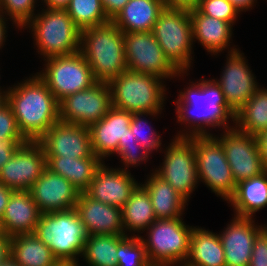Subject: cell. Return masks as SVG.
<instances>
[{"label": "cell", "mask_w": 267, "mask_h": 266, "mask_svg": "<svg viewBox=\"0 0 267 266\" xmlns=\"http://www.w3.org/2000/svg\"><path fill=\"white\" fill-rule=\"evenodd\" d=\"M189 82L179 91L176 101H172L175 103L176 121L181 127L184 126L182 129L185 128L174 136H209L216 134L211 132L215 128H222L223 131L235 128L236 112L229 106L215 78L201 77L195 83Z\"/></svg>", "instance_id": "6da1fadb"}, {"label": "cell", "mask_w": 267, "mask_h": 266, "mask_svg": "<svg viewBox=\"0 0 267 266\" xmlns=\"http://www.w3.org/2000/svg\"><path fill=\"white\" fill-rule=\"evenodd\" d=\"M31 75L1 89V95L9 103L22 135L38 141L59 120V102L37 73Z\"/></svg>", "instance_id": "7a4b0ae2"}, {"label": "cell", "mask_w": 267, "mask_h": 266, "mask_svg": "<svg viewBox=\"0 0 267 266\" xmlns=\"http://www.w3.org/2000/svg\"><path fill=\"white\" fill-rule=\"evenodd\" d=\"M80 52L97 82H106L127 70L124 32L112 21L81 30Z\"/></svg>", "instance_id": "3957f363"}, {"label": "cell", "mask_w": 267, "mask_h": 266, "mask_svg": "<svg viewBox=\"0 0 267 266\" xmlns=\"http://www.w3.org/2000/svg\"><path fill=\"white\" fill-rule=\"evenodd\" d=\"M41 9L22 30L30 28L33 44L43 60L79 52L81 30L67 10Z\"/></svg>", "instance_id": "277c9868"}, {"label": "cell", "mask_w": 267, "mask_h": 266, "mask_svg": "<svg viewBox=\"0 0 267 266\" xmlns=\"http://www.w3.org/2000/svg\"><path fill=\"white\" fill-rule=\"evenodd\" d=\"M165 81L149 74L126 70L110 80L112 107L134 113H162L166 101Z\"/></svg>", "instance_id": "5b68a950"}, {"label": "cell", "mask_w": 267, "mask_h": 266, "mask_svg": "<svg viewBox=\"0 0 267 266\" xmlns=\"http://www.w3.org/2000/svg\"><path fill=\"white\" fill-rule=\"evenodd\" d=\"M61 262L79 263L88 237L75 209L41 213L34 232Z\"/></svg>", "instance_id": "8992f818"}, {"label": "cell", "mask_w": 267, "mask_h": 266, "mask_svg": "<svg viewBox=\"0 0 267 266\" xmlns=\"http://www.w3.org/2000/svg\"><path fill=\"white\" fill-rule=\"evenodd\" d=\"M183 218L156 219L139 236L152 266H183L187 260L194 226L186 225Z\"/></svg>", "instance_id": "52a82bcc"}, {"label": "cell", "mask_w": 267, "mask_h": 266, "mask_svg": "<svg viewBox=\"0 0 267 266\" xmlns=\"http://www.w3.org/2000/svg\"><path fill=\"white\" fill-rule=\"evenodd\" d=\"M151 32L169 61L180 72H190L195 43L189 9L165 7Z\"/></svg>", "instance_id": "ba28073f"}, {"label": "cell", "mask_w": 267, "mask_h": 266, "mask_svg": "<svg viewBox=\"0 0 267 266\" xmlns=\"http://www.w3.org/2000/svg\"><path fill=\"white\" fill-rule=\"evenodd\" d=\"M195 146L199 183L222 200H228L236 191V183L221 142L214 135L189 137Z\"/></svg>", "instance_id": "9c48e42d"}, {"label": "cell", "mask_w": 267, "mask_h": 266, "mask_svg": "<svg viewBox=\"0 0 267 266\" xmlns=\"http://www.w3.org/2000/svg\"><path fill=\"white\" fill-rule=\"evenodd\" d=\"M44 62L42 70L36 73L58 102L97 83L92 69L80 51L71 55L50 57Z\"/></svg>", "instance_id": "30bf717a"}, {"label": "cell", "mask_w": 267, "mask_h": 266, "mask_svg": "<svg viewBox=\"0 0 267 266\" xmlns=\"http://www.w3.org/2000/svg\"><path fill=\"white\" fill-rule=\"evenodd\" d=\"M170 140L166 149L163 146L160 151L164 154L162 165L153 170L189 202L199 185L194 142L188 137Z\"/></svg>", "instance_id": "8fae6325"}, {"label": "cell", "mask_w": 267, "mask_h": 266, "mask_svg": "<svg viewBox=\"0 0 267 266\" xmlns=\"http://www.w3.org/2000/svg\"><path fill=\"white\" fill-rule=\"evenodd\" d=\"M124 49L127 70L166 81L189 75L169 61L152 32H124Z\"/></svg>", "instance_id": "7c38bea8"}, {"label": "cell", "mask_w": 267, "mask_h": 266, "mask_svg": "<svg viewBox=\"0 0 267 266\" xmlns=\"http://www.w3.org/2000/svg\"><path fill=\"white\" fill-rule=\"evenodd\" d=\"M59 120L90 127L112 108L108 83L97 82L91 88L73 93L59 101Z\"/></svg>", "instance_id": "4fadbf2b"}, {"label": "cell", "mask_w": 267, "mask_h": 266, "mask_svg": "<svg viewBox=\"0 0 267 266\" xmlns=\"http://www.w3.org/2000/svg\"><path fill=\"white\" fill-rule=\"evenodd\" d=\"M214 135L222 144L236 184L259 176L265 171L256 136L236 128Z\"/></svg>", "instance_id": "5bb4252c"}, {"label": "cell", "mask_w": 267, "mask_h": 266, "mask_svg": "<svg viewBox=\"0 0 267 266\" xmlns=\"http://www.w3.org/2000/svg\"><path fill=\"white\" fill-rule=\"evenodd\" d=\"M46 168V156L38 141L20 145L0 170V183L14 191L29 190Z\"/></svg>", "instance_id": "9a60e30c"}, {"label": "cell", "mask_w": 267, "mask_h": 266, "mask_svg": "<svg viewBox=\"0 0 267 266\" xmlns=\"http://www.w3.org/2000/svg\"><path fill=\"white\" fill-rule=\"evenodd\" d=\"M226 57L220 78L217 77L215 81L220 85L229 106L237 112L261 85L240 49L226 54Z\"/></svg>", "instance_id": "2e32d148"}, {"label": "cell", "mask_w": 267, "mask_h": 266, "mask_svg": "<svg viewBox=\"0 0 267 266\" xmlns=\"http://www.w3.org/2000/svg\"><path fill=\"white\" fill-rule=\"evenodd\" d=\"M45 156L83 158L93 154L89 127L58 120L39 140Z\"/></svg>", "instance_id": "e0dca14e"}, {"label": "cell", "mask_w": 267, "mask_h": 266, "mask_svg": "<svg viewBox=\"0 0 267 266\" xmlns=\"http://www.w3.org/2000/svg\"><path fill=\"white\" fill-rule=\"evenodd\" d=\"M232 218L219 232L225 266H249L254 240L267 224L259 225L253 217L234 215Z\"/></svg>", "instance_id": "ac0fdd59"}, {"label": "cell", "mask_w": 267, "mask_h": 266, "mask_svg": "<svg viewBox=\"0 0 267 266\" xmlns=\"http://www.w3.org/2000/svg\"><path fill=\"white\" fill-rule=\"evenodd\" d=\"M29 192L41 213L75 209L80 194L71 182L47 167Z\"/></svg>", "instance_id": "d6986e66"}, {"label": "cell", "mask_w": 267, "mask_h": 266, "mask_svg": "<svg viewBox=\"0 0 267 266\" xmlns=\"http://www.w3.org/2000/svg\"><path fill=\"white\" fill-rule=\"evenodd\" d=\"M133 177L131 171L109 167L104 162L85 193L102 203L122 208L139 184Z\"/></svg>", "instance_id": "ffe728a7"}, {"label": "cell", "mask_w": 267, "mask_h": 266, "mask_svg": "<svg viewBox=\"0 0 267 266\" xmlns=\"http://www.w3.org/2000/svg\"><path fill=\"white\" fill-rule=\"evenodd\" d=\"M132 116L128 111L112 107L105 117L89 127L92 151L103 162L116 154L119 140H123L130 129Z\"/></svg>", "instance_id": "44dd1931"}, {"label": "cell", "mask_w": 267, "mask_h": 266, "mask_svg": "<svg viewBox=\"0 0 267 266\" xmlns=\"http://www.w3.org/2000/svg\"><path fill=\"white\" fill-rule=\"evenodd\" d=\"M75 210L82 220L88 236L125 235L121 208L102 203L82 192L78 196Z\"/></svg>", "instance_id": "7402d4cb"}, {"label": "cell", "mask_w": 267, "mask_h": 266, "mask_svg": "<svg viewBox=\"0 0 267 266\" xmlns=\"http://www.w3.org/2000/svg\"><path fill=\"white\" fill-rule=\"evenodd\" d=\"M193 42L197 41L210 55H220L239 50L232 43L233 25L229 22L201 14L196 8L189 9Z\"/></svg>", "instance_id": "603a6c76"}, {"label": "cell", "mask_w": 267, "mask_h": 266, "mask_svg": "<svg viewBox=\"0 0 267 266\" xmlns=\"http://www.w3.org/2000/svg\"><path fill=\"white\" fill-rule=\"evenodd\" d=\"M41 216L29 190L13 191L0 219L2 232L8 237L34 234Z\"/></svg>", "instance_id": "cb8c5ba5"}, {"label": "cell", "mask_w": 267, "mask_h": 266, "mask_svg": "<svg viewBox=\"0 0 267 266\" xmlns=\"http://www.w3.org/2000/svg\"><path fill=\"white\" fill-rule=\"evenodd\" d=\"M146 181L141 183L146 190L157 219H177L183 217L188 201L173 187L150 170Z\"/></svg>", "instance_id": "d4e9b609"}, {"label": "cell", "mask_w": 267, "mask_h": 266, "mask_svg": "<svg viewBox=\"0 0 267 266\" xmlns=\"http://www.w3.org/2000/svg\"><path fill=\"white\" fill-rule=\"evenodd\" d=\"M164 8L163 0H129L111 21L123 32H151Z\"/></svg>", "instance_id": "484cf974"}, {"label": "cell", "mask_w": 267, "mask_h": 266, "mask_svg": "<svg viewBox=\"0 0 267 266\" xmlns=\"http://www.w3.org/2000/svg\"><path fill=\"white\" fill-rule=\"evenodd\" d=\"M103 163L94 153L83 158L46 156V167L66 178L80 193L87 190Z\"/></svg>", "instance_id": "4316f807"}, {"label": "cell", "mask_w": 267, "mask_h": 266, "mask_svg": "<svg viewBox=\"0 0 267 266\" xmlns=\"http://www.w3.org/2000/svg\"><path fill=\"white\" fill-rule=\"evenodd\" d=\"M183 266H225L219 234L195 226L190 236L189 255Z\"/></svg>", "instance_id": "83f0119b"}, {"label": "cell", "mask_w": 267, "mask_h": 266, "mask_svg": "<svg viewBox=\"0 0 267 266\" xmlns=\"http://www.w3.org/2000/svg\"><path fill=\"white\" fill-rule=\"evenodd\" d=\"M140 183L133 190L130 199L121 208L125 236L139 237V234H143L157 219L148 191Z\"/></svg>", "instance_id": "f1b7e54d"}, {"label": "cell", "mask_w": 267, "mask_h": 266, "mask_svg": "<svg viewBox=\"0 0 267 266\" xmlns=\"http://www.w3.org/2000/svg\"><path fill=\"white\" fill-rule=\"evenodd\" d=\"M234 215L255 218L267 206V171L236 184L234 195L227 202Z\"/></svg>", "instance_id": "f546056e"}, {"label": "cell", "mask_w": 267, "mask_h": 266, "mask_svg": "<svg viewBox=\"0 0 267 266\" xmlns=\"http://www.w3.org/2000/svg\"><path fill=\"white\" fill-rule=\"evenodd\" d=\"M10 257L19 266H54L58 260L35 234L11 237Z\"/></svg>", "instance_id": "4dcf8cb0"}, {"label": "cell", "mask_w": 267, "mask_h": 266, "mask_svg": "<svg viewBox=\"0 0 267 266\" xmlns=\"http://www.w3.org/2000/svg\"><path fill=\"white\" fill-rule=\"evenodd\" d=\"M235 128L252 136L267 129V88L260 86L236 112Z\"/></svg>", "instance_id": "1f68e13d"}, {"label": "cell", "mask_w": 267, "mask_h": 266, "mask_svg": "<svg viewBox=\"0 0 267 266\" xmlns=\"http://www.w3.org/2000/svg\"><path fill=\"white\" fill-rule=\"evenodd\" d=\"M118 235H90L81 258L87 266H117Z\"/></svg>", "instance_id": "d6a6232c"}, {"label": "cell", "mask_w": 267, "mask_h": 266, "mask_svg": "<svg viewBox=\"0 0 267 266\" xmlns=\"http://www.w3.org/2000/svg\"><path fill=\"white\" fill-rule=\"evenodd\" d=\"M66 10L80 30L111 21L105 14L101 0H70Z\"/></svg>", "instance_id": "836d02e7"}, {"label": "cell", "mask_w": 267, "mask_h": 266, "mask_svg": "<svg viewBox=\"0 0 267 266\" xmlns=\"http://www.w3.org/2000/svg\"><path fill=\"white\" fill-rule=\"evenodd\" d=\"M162 113H134L130 123V130L136 141L151 155L154 151L162 150V139L156 129L152 128L151 122L148 124L146 117L150 116L153 119ZM145 116V117H144Z\"/></svg>", "instance_id": "e575fe53"}, {"label": "cell", "mask_w": 267, "mask_h": 266, "mask_svg": "<svg viewBox=\"0 0 267 266\" xmlns=\"http://www.w3.org/2000/svg\"><path fill=\"white\" fill-rule=\"evenodd\" d=\"M117 266H152L140 237L118 235Z\"/></svg>", "instance_id": "d590c367"}, {"label": "cell", "mask_w": 267, "mask_h": 266, "mask_svg": "<svg viewBox=\"0 0 267 266\" xmlns=\"http://www.w3.org/2000/svg\"><path fill=\"white\" fill-rule=\"evenodd\" d=\"M116 155L122 163L121 170L130 171L128 168L142 166L152 157L134 138L133 132L129 129L123 140H119Z\"/></svg>", "instance_id": "8d00e7d4"}, {"label": "cell", "mask_w": 267, "mask_h": 266, "mask_svg": "<svg viewBox=\"0 0 267 266\" xmlns=\"http://www.w3.org/2000/svg\"><path fill=\"white\" fill-rule=\"evenodd\" d=\"M40 0H0V13L9 19L14 28L22 30L35 16Z\"/></svg>", "instance_id": "74e56055"}, {"label": "cell", "mask_w": 267, "mask_h": 266, "mask_svg": "<svg viewBox=\"0 0 267 266\" xmlns=\"http://www.w3.org/2000/svg\"><path fill=\"white\" fill-rule=\"evenodd\" d=\"M195 8L203 15L221 19L232 25L240 16L239 11L229 0H199Z\"/></svg>", "instance_id": "f35d334b"}, {"label": "cell", "mask_w": 267, "mask_h": 266, "mask_svg": "<svg viewBox=\"0 0 267 266\" xmlns=\"http://www.w3.org/2000/svg\"><path fill=\"white\" fill-rule=\"evenodd\" d=\"M7 138H25L20 132L9 103L0 96V141Z\"/></svg>", "instance_id": "ab89813d"}, {"label": "cell", "mask_w": 267, "mask_h": 266, "mask_svg": "<svg viewBox=\"0 0 267 266\" xmlns=\"http://www.w3.org/2000/svg\"><path fill=\"white\" fill-rule=\"evenodd\" d=\"M249 266H267V226L254 240Z\"/></svg>", "instance_id": "60d3db41"}, {"label": "cell", "mask_w": 267, "mask_h": 266, "mask_svg": "<svg viewBox=\"0 0 267 266\" xmlns=\"http://www.w3.org/2000/svg\"><path fill=\"white\" fill-rule=\"evenodd\" d=\"M27 141L26 138H7L0 141V170L12 158L18 147Z\"/></svg>", "instance_id": "b9f144b4"}, {"label": "cell", "mask_w": 267, "mask_h": 266, "mask_svg": "<svg viewBox=\"0 0 267 266\" xmlns=\"http://www.w3.org/2000/svg\"><path fill=\"white\" fill-rule=\"evenodd\" d=\"M128 2L129 0H101L105 14L110 20H112Z\"/></svg>", "instance_id": "7bdbcfd3"}, {"label": "cell", "mask_w": 267, "mask_h": 266, "mask_svg": "<svg viewBox=\"0 0 267 266\" xmlns=\"http://www.w3.org/2000/svg\"><path fill=\"white\" fill-rule=\"evenodd\" d=\"M11 238L0 232V264L10 257Z\"/></svg>", "instance_id": "ee69618b"}, {"label": "cell", "mask_w": 267, "mask_h": 266, "mask_svg": "<svg viewBox=\"0 0 267 266\" xmlns=\"http://www.w3.org/2000/svg\"><path fill=\"white\" fill-rule=\"evenodd\" d=\"M256 139L265 171H267V129L256 135Z\"/></svg>", "instance_id": "f6af8a7d"}, {"label": "cell", "mask_w": 267, "mask_h": 266, "mask_svg": "<svg viewBox=\"0 0 267 266\" xmlns=\"http://www.w3.org/2000/svg\"><path fill=\"white\" fill-rule=\"evenodd\" d=\"M165 7L191 9L198 5L199 0H163Z\"/></svg>", "instance_id": "bcb514c9"}, {"label": "cell", "mask_w": 267, "mask_h": 266, "mask_svg": "<svg viewBox=\"0 0 267 266\" xmlns=\"http://www.w3.org/2000/svg\"><path fill=\"white\" fill-rule=\"evenodd\" d=\"M14 190L7 188L5 185L0 183V219L2 218L9 198Z\"/></svg>", "instance_id": "7dc6e473"}, {"label": "cell", "mask_w": 267, "mask_h": 266, "mask_svg": "<svg viewBox=\"0 0 267 266\" xmlns=\"http://www.w3.org/2000/svg\"><path fill=\"white\" fill-rule=\"evenodd\" d=\"M233 6L239 11L240 15L241 12H246L247 10H251L255 4L258 3L257 0H229Z\"/></svg>", "instance_id": "c3c4849f"}, {"label": "cell", "mask_w": 267, "mask_h": 266, "mask_svg": "<svg viewBox=\"0 0 267 266\" xmlns=\"http://www.w3.org/2000/svg\"><path fill=\"white\" fill-rule=\"evenodd\" d=\"M40 1L42 3L41 5H43V7L47 9H66L70 2V0H40Z\"/></svg>", "instance_id": "681fc988"}, {"label": "cell", "mask_w": 267, "mask_h": 266, "mask_svg": "<svg viewBox=\"0 0 267 266\" xmlns=\"http://www.w3.org/2000/svg\"><path fill=\"white\" fill-rule=\"evenodd\" d=\"M8 20L4 15L0 13V50L4 47L6 39L8 37L7 30H8Z\"/></svg>", "instance_id": "f907efd6"}, {"label": "cell", "mask_w": 267, "mask_h": 266, "mask_svg": "<svg viewBox=\"0 0 267 266\" xmlns=\"http://www.w3.org/2000/svg\"><path fill=\"white\" fill-rule=\"evenodd\" d=\"M0 266H19L12 257H9L5 262L1 263Z\"/></svg>", "instance_id": "816d5d0a"}, {"label": "cell", "mask_w": 267, "mask_h": 266, "mask_svg": "<svg viewBox=\"0 0 267 266\" xmlns=\"http://www.w3.org/2000/svg\"><path fill=\"white\" fill-rule=\"evenodd\" d=\"M54 266H80V263L58 261Z\"/></svg>", "instance_id": "f5cc1de1"}]
</instances>
